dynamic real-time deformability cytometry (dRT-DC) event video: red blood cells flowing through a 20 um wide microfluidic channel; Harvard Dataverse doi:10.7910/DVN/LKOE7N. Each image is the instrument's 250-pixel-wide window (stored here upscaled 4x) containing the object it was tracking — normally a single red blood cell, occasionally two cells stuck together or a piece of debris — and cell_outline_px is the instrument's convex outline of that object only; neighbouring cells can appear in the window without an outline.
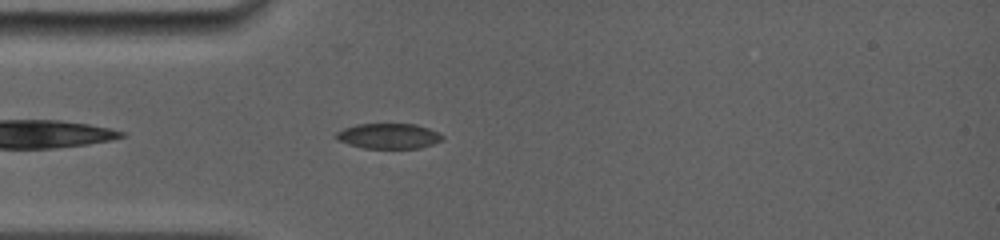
{"species": "common noctule bat (a hibernating species)", "species_latin": "Nyctalus noctula", "temperature_condition": "room temperature", "stored_images_in_passage": 37, "camera_frame_rate_fps": 5000, "um_per_image_px": 0.085, "animal": {"sex": "female", "body_mass_g": 19.0, "forearm_length_mm": 56.7}, "frame": {"image": 1, "passage_image": 4, "time_ms": 1.0, "image_size_px": [1000, 240], "cell_outline_px": [[444, 140], [420, 148], [364, 148], [348, 144], [336, 140], [332, 136], [336, 132], [344, 128], [356, 124], [416, 124], [428, 128], [444, 136]], "centroid_in_image_um": [32.99, 11.56], "position_along_channel_um": 52.0, "area_um2": 15.78}}
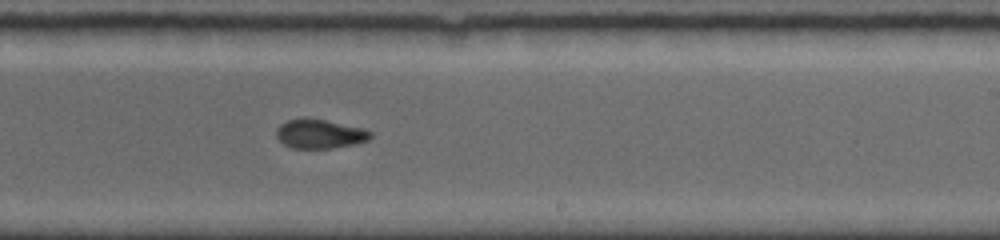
{"frame": {"image": 2, "passage_image": 20, "time_ms": 6.4, "image_size_px": [1000, 240], "cell_outline_px": [[372, 136], [368, 140], [356, 144], [332, 148], [292, 148], [284, 144], [276, 136], [276, 128], [280, 124], [288, 120], [304, 116], [364, 128], [372, 132]], "centroid_in_image_um": [27.17, 11.36], "position_along_channel_um": 261.8, "area_um2": 16.18}}
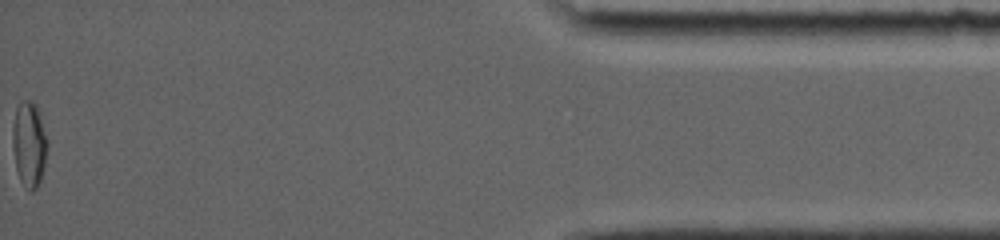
{"frame": {"image": 3, "passage_image": 37, "time_ms": 12.6, "image_size_px": [1000, 240], "cell_outline_px": [[48, 148], [40, 180], [36, 188], [32, 192], [28, 192], [24, 188], [16, 172], [12, 144], [12, 128], [16, 104], [20, 100], [32, 100], [36, 104], [48, 140]], "centroid_in_image_um": [2.45, 12.24], "position_along_channel_um": 432.7, "area_um2": 17.8}, "authors_computed_cell_mechanics": {"area_um2": 16.5308, "velocity_mm_per_s": 3.9691, "shape_relaxation_time_tau1_ms": null, "shape_relaxation_time_tau2_ms": 2.5562, "deformation_change_tau1": null, "deformation_change_tau2": 0.0684}}